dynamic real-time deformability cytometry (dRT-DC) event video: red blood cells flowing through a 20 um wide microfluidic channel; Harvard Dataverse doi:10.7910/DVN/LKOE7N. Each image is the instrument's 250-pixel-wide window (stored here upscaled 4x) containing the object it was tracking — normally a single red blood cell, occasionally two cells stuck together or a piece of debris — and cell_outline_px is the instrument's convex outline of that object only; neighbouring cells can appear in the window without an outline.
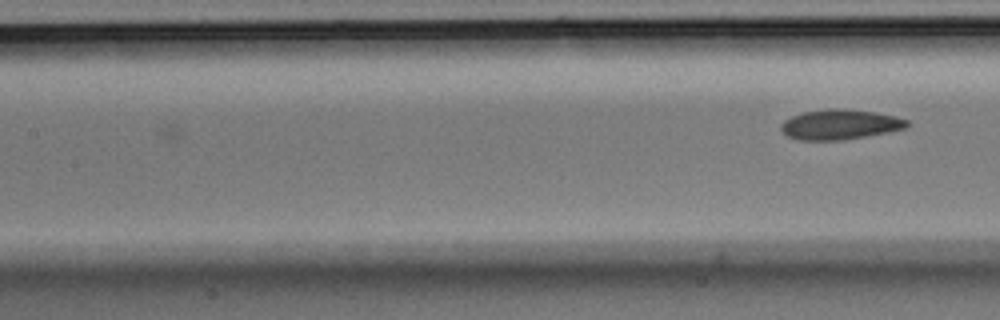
{"species": "Egyptian fruit bat (a non-hibernating species)", "species_latin": "Rousettus aegyptiacus", "temperature_condition": "room temperature", "stored_images_in_passage": 6, "camera_frame_rate_fps": 3000, "um_per_image_px": 0.085, "animal": {"sex": "male"}, "frame": {"image": 1, "passage_image": 6, "time_ms": 1.667, "image_size_px": [1000, 320], "cell_outline_px": [[908, 128], [888, 132], [840, 140], [800, 140], [788, 136], [780, 128], [780, 124], [784, 120], [792, 116], [804, 112], [828, 108], [844, 108], [876, 112], [896, 116], [908, 120]], "centroid_in_image_um": [71.41, 10.57], "position_along_channel_um": 136.0, "area_um2": 22.08}}